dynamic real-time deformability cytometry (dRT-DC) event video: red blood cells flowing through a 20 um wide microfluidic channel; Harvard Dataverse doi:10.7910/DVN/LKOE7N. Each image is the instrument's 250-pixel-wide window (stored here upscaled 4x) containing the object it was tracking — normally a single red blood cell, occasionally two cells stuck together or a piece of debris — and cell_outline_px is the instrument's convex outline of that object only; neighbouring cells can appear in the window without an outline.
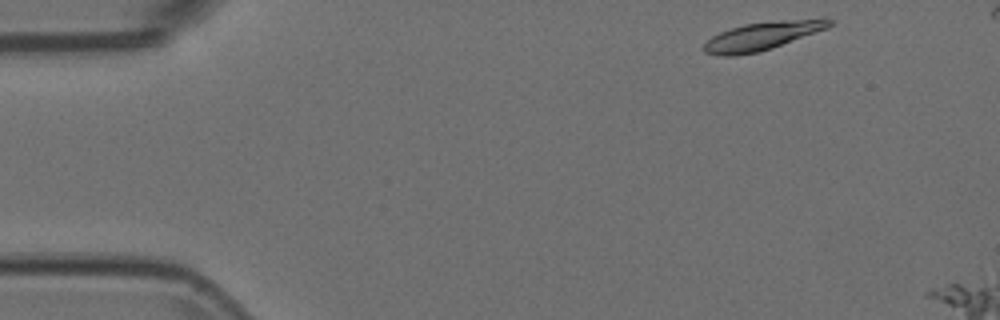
{"species": "Egyptian fruit bat (a non-hibernating species)", "species_latin": "Rousettus aegyptiacus", "temperature_condition": "room temperature", "stored_images_in_passage": 6, "camera_frame_rate_fps": 3000, "um_per_image_px": 0.085, "animal": {"sex": "female"}, "frame": {"image": 1, "passage_image": 1, "time_ms": 0.0, "image_size_px": [1000, 320], "cell_outline_px": [[832, 24], [828, 28], [772, 48], [756, 52], [732, 56], [720, 56], [704, 52], [700, 48], [712, 36], [720, 32], [744, 24], [776, 20], [824, 16], [832, 20]], "centroid_in_image_um": [64.86, 3.02], "position_along_channel_um": 20.1, "area_um2": 20.98}}